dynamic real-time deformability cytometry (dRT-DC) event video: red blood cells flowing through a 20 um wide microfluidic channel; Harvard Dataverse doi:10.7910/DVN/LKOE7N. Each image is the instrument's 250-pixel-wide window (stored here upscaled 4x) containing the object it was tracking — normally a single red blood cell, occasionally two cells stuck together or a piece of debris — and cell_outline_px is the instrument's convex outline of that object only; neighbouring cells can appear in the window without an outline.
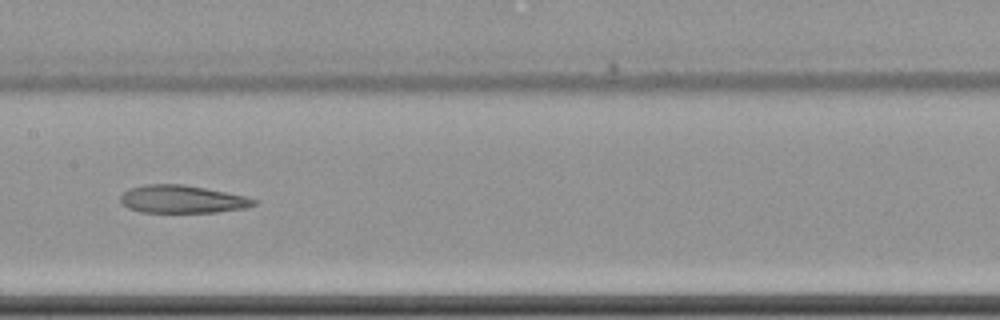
{"species": "common noctule bat (a hibernating species)", "species_latin": "Nyctalus noctula", "temperature_condition": "cold", "stored_images_in_passage": 10, "camera_frame_rate_fps": 3000, "um_per_image_px": 0.085, "animal": {"sex": "female", "body_mass_g": 22.7, "forearm_length_mm": 54.2}, "frame": {"image": 1, "passage_image": 9, "time_ms": 9.667, "image_size_px": [1000, 320], "cell_outline_px": [[256, 204], [244, 208], [216, 212], [140, 212], [128, 208], [120, 200], [120, 196], [128, 188], [144, 184], [184, 184], [244, 196], [256, 200]], "centroid_in_image_um": [15.43, 16.93], "position_along_channel_um": 192.0, "area_um2": 21.44}}
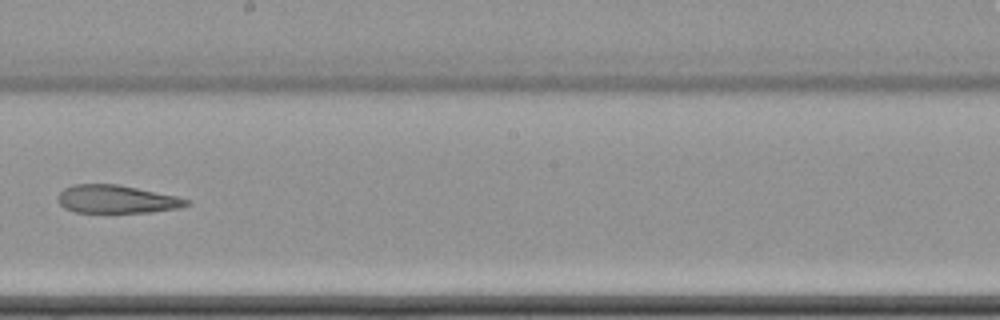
{"frame": {"image": 2, "passage_image": 10, "time_ms": 11.0, "image_size_px": [1000, 320], "cell_outline_px": [[192, 204], [180, 208], [152, 212], [76, 212], [64, 208], [56, 200], [56, 196], [64, 188], [72, 184], [116, 184], [176, 196], [192, 200]], "centroid_in_image_um": [9.91, 16.93], "position_along_channel_um": 238.3, "area_um2": 21.15}}